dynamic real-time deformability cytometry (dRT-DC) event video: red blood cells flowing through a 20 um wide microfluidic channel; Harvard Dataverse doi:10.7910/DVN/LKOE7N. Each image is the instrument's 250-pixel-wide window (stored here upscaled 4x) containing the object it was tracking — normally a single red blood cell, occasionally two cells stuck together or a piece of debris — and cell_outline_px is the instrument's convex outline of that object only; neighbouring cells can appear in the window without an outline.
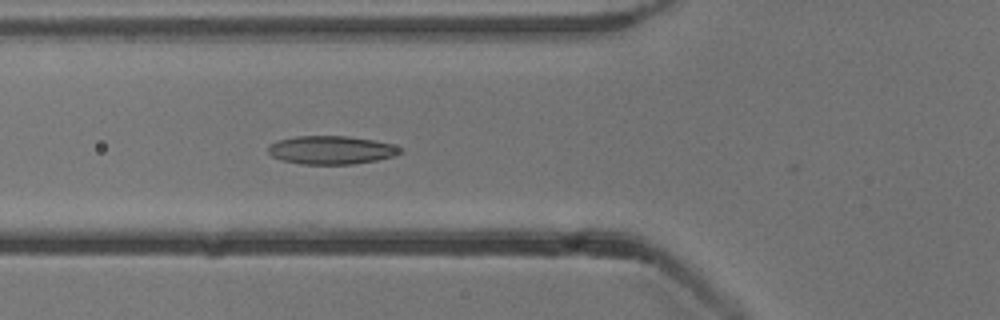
{"species": "common noctule bat (a hibernating species)", "species_latin": "Nyctalus noctula", "temperature_condition": "cold", "stored_images_in_passage": 32, "camera_frame_rate_fps": 3000, "um_per_image_px": 0.085, "animal": {"sex": "male", "body_mass_g": 13.3}, "frame": {"image": 1, "passage_image": 4, "time_ms": 1.0, "image_size_px": [1000, 320], "cell_outline_px": [[404, 152], [392, 156], [376, 160], [352, 164], [300, 164], [280, 160], [272, 156], [268, 152], [268, 148], [272, 144], [280, 140], [296, 136], [348, 136], [372, 140], [392, 144], [404, 148]], "centroid_in_image_um": [28.18, 12.75], "position_along_channel_um": 97.6, "area_um2": 21.73}}
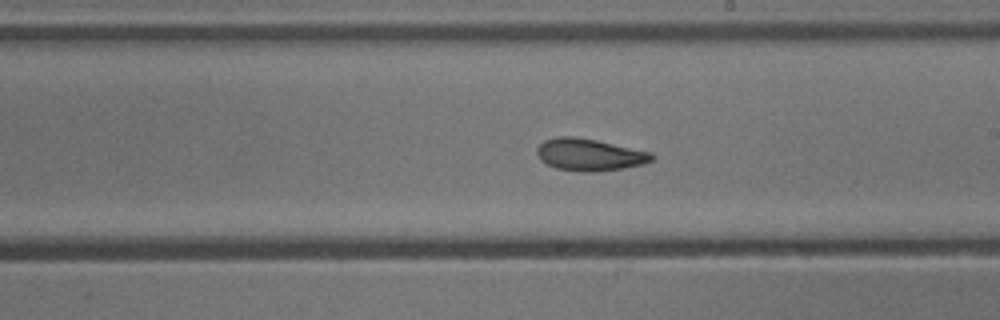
{"frame": {"image": 2, "passage_image": 15, "time_ms": 4.667, "image_size_px": [1000, 320], "cell_outline_px": [[656, 156], [652, 160], [644, 164], [624, 168], [596, 172], [580, 172], [556, 168], [540, 160], [536, 152], [536, 148], [544, 140], [556, 136], [572, 136], [596, 140], [652, 152]], "centroid_in_image_um": [50.11, 13.15], "position_along_channel_um": 238.9, "area_um2": 21.68}}
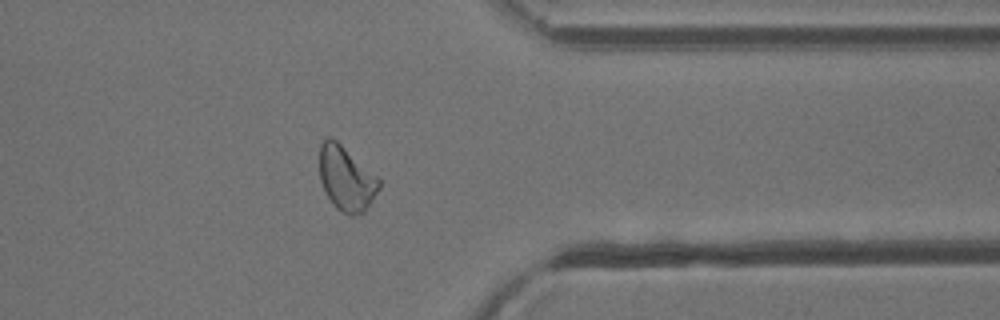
{"frame": {"image": 3, "passage_image": 27, "time_ms": 8.667, "image_size_px": [1000, 320], "cell_outline_px": [[380, 188], [364, 212], [352, 216], [348, 216], [336, 208], [332, 204], [324, 192], [320, 180], [320, 144], [328, 136], [336, 140], [376, 176], [380, 180]], "centroid_in_image_um": [29.41, 15.21], "position_along_channel_um": 382.0, "area_um2": 22.2}}